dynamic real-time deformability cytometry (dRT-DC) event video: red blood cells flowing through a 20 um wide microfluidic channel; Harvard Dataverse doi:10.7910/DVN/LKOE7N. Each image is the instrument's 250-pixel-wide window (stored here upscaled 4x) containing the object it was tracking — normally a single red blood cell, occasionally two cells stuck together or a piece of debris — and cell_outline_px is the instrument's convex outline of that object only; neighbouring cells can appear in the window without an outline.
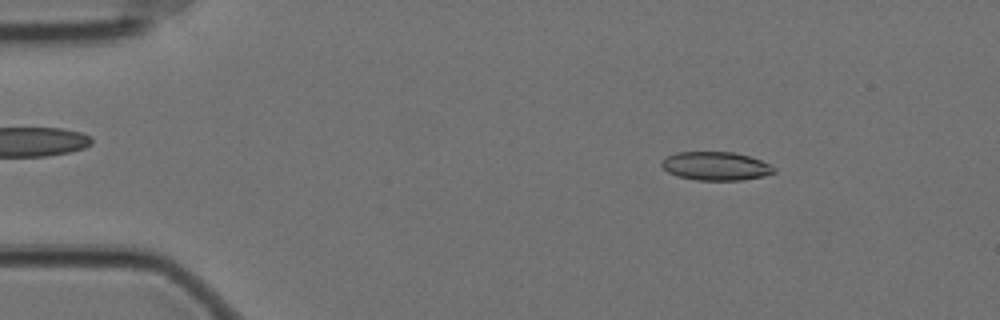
{"species": "Egyptian fruit bat (a non-hibernating species)", "species_latin": "Rousettus aegyptiacus", "temperature_condition": "cold", "stored_images_in_passage": 17, "camera_frame_rate_fps": 3000, "um_per_image_px": 0.085, "animal": {"sex": "female"}, "frame": {"image": 1, "passage_image": 8, "time_ms": 2.333, "image_size_px": [1000, 320], "cell_outline_px": [[776, 172], [764, 176], [740, 180], [696, 180], [676, 176], [668, 172], [660, 164], [660, 160], [676, 152], [732, 152], [748, 156], [760, 160], [776, 168]], "centroid_in_image_um": [60.81, 14.12], "position_along_channel_um": 24.2, "area_um2": 18.67}}